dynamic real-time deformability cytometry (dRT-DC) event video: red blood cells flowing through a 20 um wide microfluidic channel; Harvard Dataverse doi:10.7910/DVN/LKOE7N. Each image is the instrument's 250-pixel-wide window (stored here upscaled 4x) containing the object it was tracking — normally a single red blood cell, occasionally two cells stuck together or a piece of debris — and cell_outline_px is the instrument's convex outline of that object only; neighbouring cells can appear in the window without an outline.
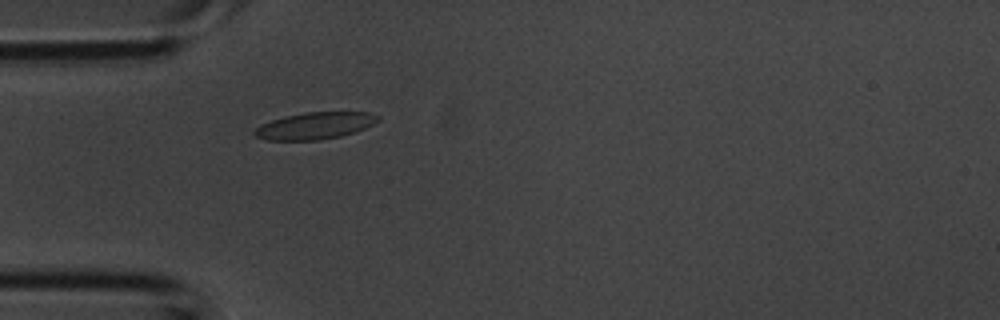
{"species": "common noctule bat (a hibernating species)", "species_latin": "Nyctalus noctula", "temperature_condition": "room temperature", "stored_images_in_passage": 29, "camera_frame_rate_fps": 3000, "um_per_image_px": 0.085, "animal": {"sex": "male", "body_mass_g": 20.1, "forearm_length_mm": 53.5}, "frame": {"image": 1, "passage_image": 1, "time_ms": 0.0, "image_size_px": [1000, 320], "cell_outline_px": [[380, 120], [364, 128], [340, 136], [320, 140], [268, 140], [256, 136], [252, 132], [260, 124], [284, 116], [304, 112], [368, 112], [380, 116]], "centroid_in_image_um": [26.75, 10.68], "position_along_channel_um": 58.3, "area_um2": 19.25}}
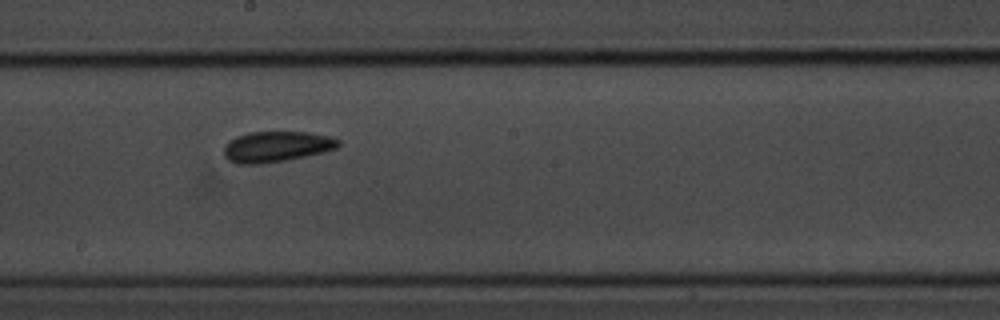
{"frame": {"image": 2, "passage_image": 11, "time_ms": 3.333, "image_size_px": [1000, 320], "cell_outline_px": [[340, 144], [336, 148], [324, 152], [284, 160], [260, 164], [236, 164], [228, 160], [224, 156], [224, 144], [228, 140], [236, 136], [248, 132], [308, 132], [332, 136], [340, 140]], "centroid_in_image_um": [23.47, 12.45], "position_along_channel_um": 224.7, "area_um2": 20.63}}
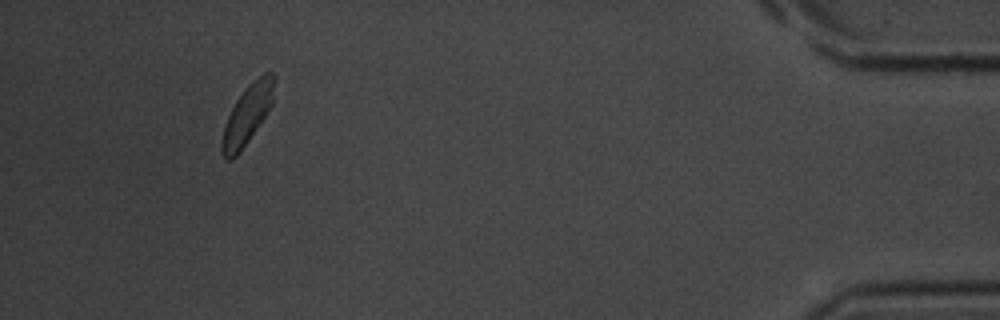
{"frame": {"image": 3, "passage_image": 26, "time_ms": 8.333, "image_size_px": [1000, 320], "cell_outline_px": [[276, 76], [272, 104], [240, 152], [232, 160], [224, 160], [220, 152], [220, 144], [224, 124], [236, 100], [248, 84], [252, 80], [264, 72], [272, 72]], "centroid_in_image_um": [21.0, 9.74], "position_along_channel_um": 414.2, "area_um2": 18.15}}